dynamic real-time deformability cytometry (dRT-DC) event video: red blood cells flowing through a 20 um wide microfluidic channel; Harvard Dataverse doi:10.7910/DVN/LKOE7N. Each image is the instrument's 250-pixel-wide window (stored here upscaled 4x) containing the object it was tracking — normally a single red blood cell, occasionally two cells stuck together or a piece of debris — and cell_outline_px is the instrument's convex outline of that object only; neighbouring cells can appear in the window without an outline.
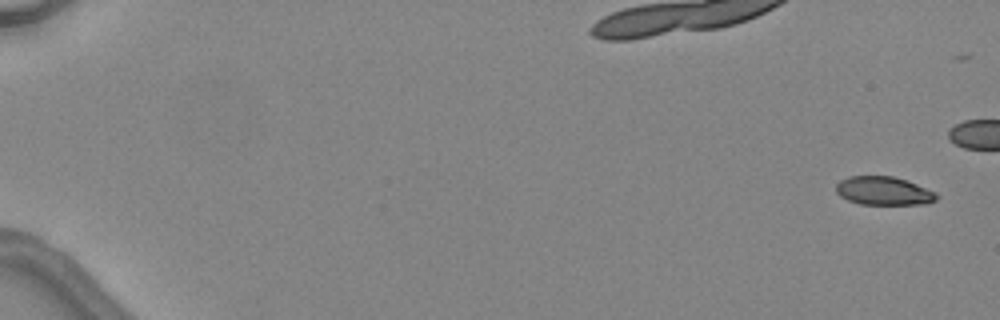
{"species": "common noctule bat (a hibernating species)", "species_latin": "Nyctalus noctula", "temperature_condition": "warm", "stored_images_in_passage": 6, "camera_frame_rate_fps": 3000, "um_per_image_px": 0.085, "animal": {"sex": "female", "body_mass_g": 24.6, "forearm_length_mm": 56.2}, "frame": {"image": 1, "passage_image": 1, "time_ms": 0.0, "image_size_px": [1000, 320], "cell_outline_px": [[940, 196], [936, 200], [928, 204], [860, 204], [848, 200], [840, 196], [836, 192], [836, 184], [840, 180], [848, 176], [892, 176], [908, 180], [936, 192]], "centroid_in_image_um": [75.14, 16.22], "position_along_channel_um": 9.9, "area_um2": 16.88}}